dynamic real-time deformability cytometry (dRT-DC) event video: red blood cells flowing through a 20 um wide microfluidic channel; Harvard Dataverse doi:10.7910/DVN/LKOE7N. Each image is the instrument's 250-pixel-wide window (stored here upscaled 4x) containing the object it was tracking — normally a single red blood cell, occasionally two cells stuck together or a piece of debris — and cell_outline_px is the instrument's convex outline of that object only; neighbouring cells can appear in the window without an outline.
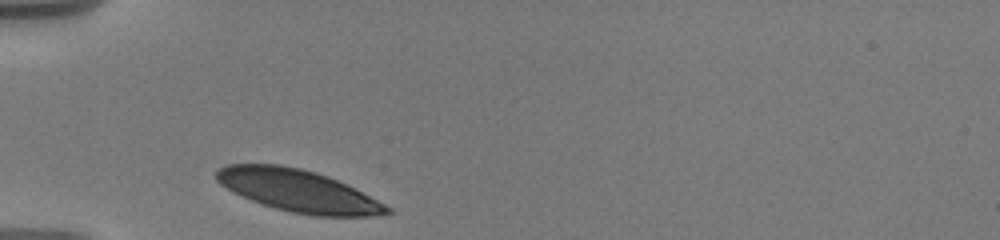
{"species": "human", "species_latin": "Homo sapiens", "temperature_condition": "warm", "stored_images_in_passage": 26, "camera_frame_rate_fps": 3000, "um_per_image_px": 0.085, "donor": {"sex": "male"}, "frame": {"image": 1, "passage_image": 1, "time_ms": 0.0, "image_size_px": [1000, 240], "cell_outline_px": [[392, 212], [384, 216], [312, 216], [292, 212], [276, 208], [252, 200], [220, 184], [216, 180], [216, 168], [224, 164], [280, 164], [300, 168], [316, 172], [328, 176], [392, 208]], "centroid_in_image_um": [25.34, 16.21], "position_along_channel_um": 59.7, "area_um2": 41.5}}
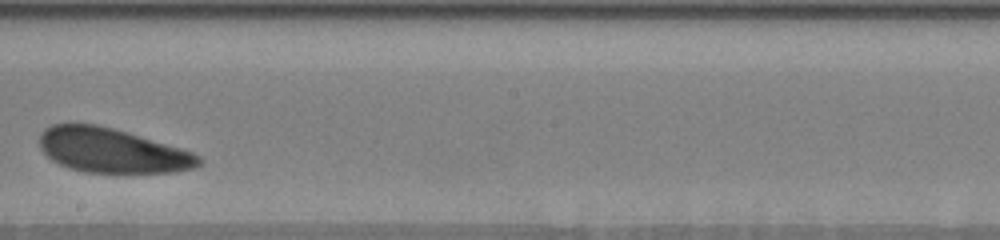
{"frame": {"image": 2, "passage_image": 12, "time_ms": 5.333, "image_size_px": [1000, 240], "cell_outline_px": [[204, 164], [196, 168], [172, 172], [124, 176], [120, 176], [84, 172], [68, 168], [52, 160], [40, 148], [40, 136], [52, 124], [72, 120], [96, 124], [112, 128], [180, 148], [192, 152], [200, 156], [204, 160]], "centroid_in_image_um": [9.55, 12.83], "position_along_channel_um": 238.7, "area_um2": 42.83}}
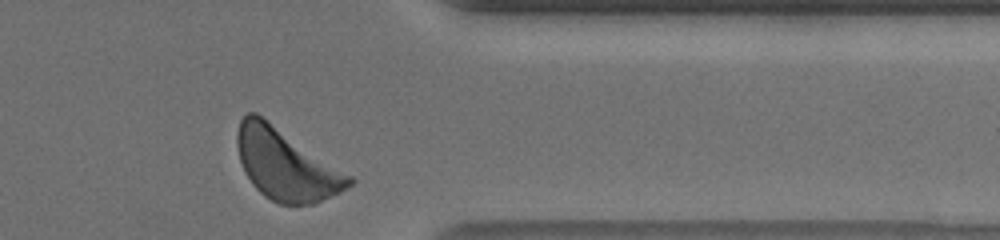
{"frame": {"image": 3, "passage_image": 25, "time_ms": 9.667, "image_size_px": [1000, 240], "cell_outline_px": [[356, 180], [352, 184], [340, 192], [312, 204], [280, 204], [264, 196], [252, 184], [244, 172], [240, 160], [236, 144], [236, 132], [240, 120], [248, 112], [256, 112], [352, 176]], "centroid_in_image_um": [24.28, 13.98], "position_along_channel_um": 387.1, "area_um2": 46.01}, "authors_computed_cell_mechanics": {"area_um2": 42.8876, "velocity_mm_per_s": 3.5593, "shape_relaxation_time_tau1_ms": 1.1853, "shape_relaxation_time_tau2_ms": null, "deformation_change_tau1": 0.0845, "deformation_change_tau2": null}}